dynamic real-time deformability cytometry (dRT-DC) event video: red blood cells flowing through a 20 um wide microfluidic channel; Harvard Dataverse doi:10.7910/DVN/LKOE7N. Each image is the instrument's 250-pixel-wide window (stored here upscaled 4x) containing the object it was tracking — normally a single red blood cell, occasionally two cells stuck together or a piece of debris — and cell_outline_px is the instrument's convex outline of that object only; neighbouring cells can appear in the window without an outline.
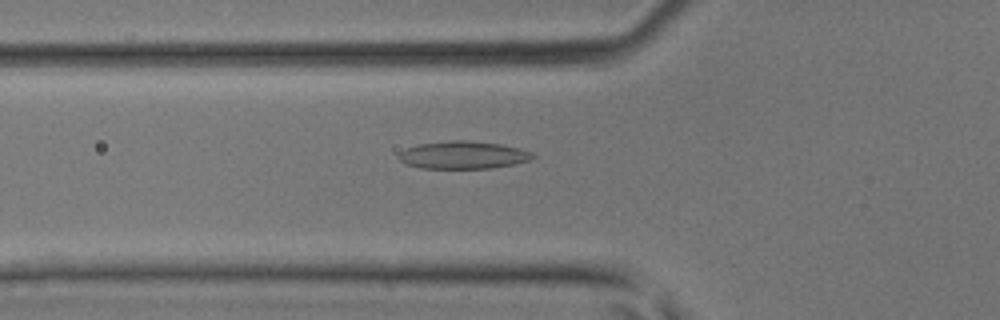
{"species": "common noctule bat (a hibernating species)", "species_latin": "Nyctalus noctula", "temperature_condition": "room temperature", "stored_images_in_passage": 44, "camera_frame_rate_fps": 3000, "um_per_image_px": 0.085, "animal": {"sex": "male", "body_mass_g": 17.9, "forearm_length_mm": 54.2}, "frame": {"image": 1, "passage_image": 16, "time_ms": 5.0, "image_size_px": [1000, 320], "cell_outline_px": [[536, 156], [532, 160], [492, 168], [420, 168], [408, 164], [400, 160], [396, 156], [400, 152], [408, 148], [420, 144], [452, 140], [468, 140], [500, 144], [520, 148], [532, 152]], "centroid_in_image_um": [39.4, 13.17], "position_along_channel_um": 86.4, "area_um2": 21.5}}
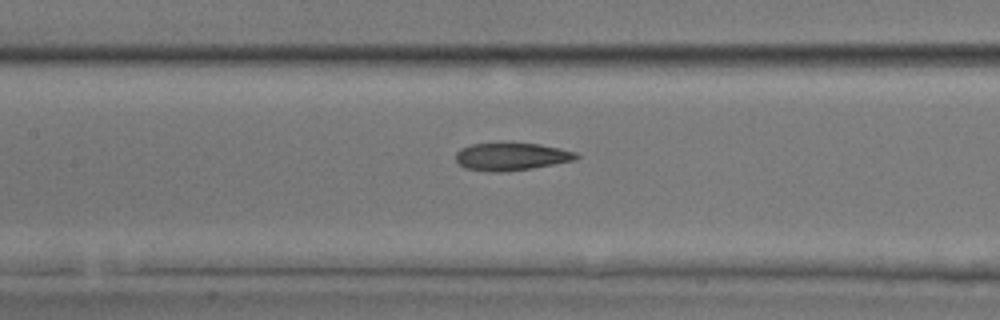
{"frame": {"image": 2, "passage_image": 21, "time_ms": 6.667, "image_size_px": [1000, 320], "cell_outline_px": [[580, 156], [576, 160], [532, 168], [500, 172], [488, 172], [464, 168], [456, 164], [456, 152], [460, 148], [472, 144], [504, 140], [540, 144], [560, 148], [576, 152]], "centroid_in_image_um": [43.42, 13.27], "position_along_channel_um": 164.0, "area_um2": 20.35}}
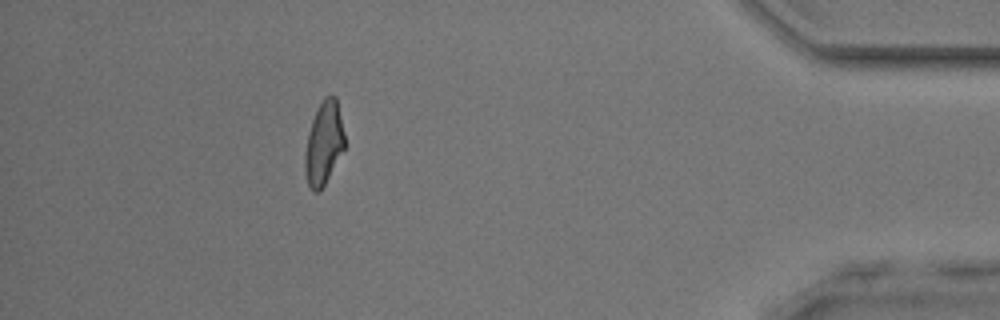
{"frame": {"image": 3, "passage_image": 40, "time_ms": 13.0, "image_size_px": [1000, 320], "cell_outline_px": [[348, 144], [320, 192], [312, 192], [308, 184], [304, 172], [304, 156], [308, 132], [312, 120], [324, 96], [336, 96]], "centroid_in_image_um": [27.55, 12.21], "position_along_channel_um": 407.6, "area_um2": 19.77}}